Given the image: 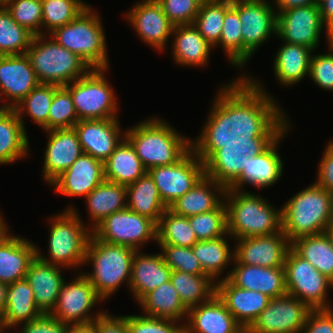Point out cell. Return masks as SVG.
I'll return each mask as SVG.
<instances>
[{
	"mask_svg": "<svg viewBox=\"0 0 333 333\" xmlns=\"http://www.w3.org/2000/svg\"><path fill=\"white\" fill-rule=\"evenodd\" d=\"M170 281L187 309L209 301L216 294V283L207 275L172 271Z\"/></svg>",
	"mask_w": 333,
	"mask_h": 333,
	"instance_id": "f35d334b",
	"label": "cell"
},
{
	"mask_svg": "<svg viewBox=\"0 0 333 333\" xmlns=\"http://www.w3.org/2000/svg\"><path fill=\"white\" fill-rule=\"evenodd\" d=\"M226 189L223 172L215 165L190 191L179 197L169 209L175 214L185 217L209 212L216 209L224 201Z\"/></svg>",
	"mask_w": 333,
	"mask_h": 333,
	"instance_id": "ac0fdd59",
	"label": "cell"
},
{
	"mask_svg": "<svg viewBox=\"0 0 333 333\" xmlns=\"http://www.w3.org/2000/svg\"><path fill=\"white\" fill-rule=\"evenodd\" d=\"M12 18L34 36L44 34L42 27V0H4Z\"/></svg>",
	"mask_w": 333,
	"mask_h": 333,
	"instance_id": "681fc988",
	"label": "cell"
},
{
	"mask_svg": "<svg viewBox=\"0 0 333 333\" xmlns=\"http://www.w3.org/2000/svg\"><path fill=\"white\" fill-rule=\"evenodd\" d=\"M53 216L49 228V259L40 253L37 257L48 264L65 268H77L85 262L86 248L92 234L90 227L84 225L80 214L71 206Z\"/></svg>",
	"mask_w": 333,
	"mask_h": 333,
	"instance_id": "52a82bcc",
	"label": "cell"
},
{
	"mask_svg": "<svg viewBox=\"0 0 333 333\" xmlns=\"http://www.w3.org/2000/svg\"><path fill=\"white\" fill-rule=\"evenodd\" d=\"M127 187V208L148 217L156 224L167 209L162 202L157 186L148 173Z\"/></svg>",
	"mask_w": 333,
	"mask_h": 333,
	"instance_id": "8d00e7d4",
	"label": "cell"
},
{
	"mask_svg": "<svg viewBox=\"0 0 333 333\" xmlns=\"http://www.w3.org/2000/svg\"><path fill=\"white\" fill-rule=\"evenodd\" d=\"M39 81L26 54L0 56V94L14 109ZM5 98V99H4Z\"/></svg>",
	"mask_w": 333,
	"mask_h": 333,
	"instance_id": "44dd1931",
	"label": "cell"
},
{
	"mask_svg": "<svg viewBox=\"0 0 333 333\" xmlns=\"http://www.w3.org/2000/svg\"><path fill=\"white\" fill-rule=\"evenodd\" d=\"M143 315L154 318H166L182 321L185 324L188 309L181 302L178 292L171 283L167 281L153 291L146 294L139 302Z\"/></svg>",
	"mask_w": 333,
	"mask_h": 333,
	"instance_id": "e575fe53",
	"label": "cell"
},
{
	"mask_svg": "<svg viewBox=\"0 0 333 333\" xmlns=\"http://www.w3.org/2000/svg\"><path fill=\"white\" fill-rule=\"evenodd\" d=\"M276 12L288 10L295 7H302L314 4V0H275Z\"/></svg>",
	"mask_w": 333,
	"mask_h": 333,
	"instance_id": "94428289",
	"label": "cell"
},
{
	"mask_svg": "<svg viewBox=\"0 0 333 333\" xmlns=\"http://www.w3.org/2000/svg\"><path fill=\"white\" fill-rule=\"evenodd\" d=\"M332 220H333V204H332Z\"/></svg>",
	"mask_w": 333,
	"mask_h": 333,
	"instance_id": "11e5206c",
	"label": "cell"
},
{
	"mask_svg": "<svg viewBox=\"0 0 333 333\" xmlns=\"http://www.w3.org/2000/svg\"><path fill=\"white\" fill-rule=\"evenodd\" d=\"M291 248L333 281V248L324 233L299 237L291 242Z\"/></svg>",
	"mask_w": 333,
	"mask_h": 333,
	"instance_id": "ab89813d",
	"label": "cell"
},
{
	"mask_svg": "<svg viewBox=\"0 0 333 333\" xmlns=\"http://www.w3.org/2000/svg\"><path fill=\"white\" fill-rule=\"evenodd\" d=\"M200 5H203L205 3H209V0H196Z\"/></svg>",
	"mask_w": 333,
	"mask_h": 333,
	"instance_id": "89a4df30",
	"label": "cell"
},
{
	"mask_svg": "<svg viewBox=\"0 0 333 333\" xmlns=\"http://www.w3.org/2000/svg\"><path fill=\"white\" fill-rule=\"evenodd\" d=\"M226 235L229 234L211 240L197 241L192 246L204 273L215 283L219 281L217 277L223 273L229 263L234 262V249L230 250L228 240L225 239Z\"/></svg>",
	"mask_w": 333,
	"mask_h": 333,
	"instance_id": "74e56055",
	"label": "cell"
},
{
	"mask_svg": "<svg viewBox=\"0 0 333 333\" xmlns=\"http://www.w3.org/2000/svg\"><path fill=\"white\" fill-rule=\"evenodd\" d=\"M59 87L60 86L54 84L39 83L15 106L14 110L21 119L25 131V123L22 119L24 112L30 116L38 126L44 129V131H48L49 110L54 97V92Z\"/></svg>",
	"mask_w": 333,
	"mask_h": 333,
	"instance_id": "60d3db41",
	"label": "cell"
},
{
	"mask_svg": "<svg viewBox=\"0 0 333 333\" xmlns=\"http://www.w3.org/2000/svg\"><path fill=\"white\" fill-rule=\"evenodd\" d=\"M332 42H333V29L330 31Z\"/></svg>",
	"mask_w": 333,
	"mask_h": 333,
	"instance_id": "753ad0ef",
	"label": "cell"
},
{
	"mask_svg": "<svg viewBox=\"0 0 333 333\" xmlns=\"http://www.w3.org/2000/svg\"><path fill=\"white\" fill-rule=\"evenodd\" d=\"M68 333H96L95 328L89 325L70 326Z\"/></svg>",
	"mask_w": 333,
	"mask_h": 333,
	"instance_id": "be15d7a7",
	"label": "cell"
},
{
	"mask_svg": "<svg viewBox=\"0 0 333 333\" xmlns=\"http://www.w3.org/2000/svg\"><path fill=\"white\" fill-rule=\"evenodd\" d=\"M215 165L214 145L205 133L177 162L153 167L147 173L156 184L162 202L169 208L179 197L190 191Z\"/></svg>",
	"mask_w": 333,
	"mask_h": 333,
	"instance_id": "7a4b0ae2",
	"label": "cell"
},
{
	"mask_svg": "<svg viewBox=\"0 0 333 333\" xmlns=\"http://www.w3.org/2000/svg\"><path fill=\"white\" fill-rule=\"evenodd\" d=\"M4 6V0H0V9Z\"/></svg>",
	"mask_w": 333,
	"mask_h": 333,
	"instance_id": "8c879c8a",
	"label": "cell"
},
{
	"mask_svg": "<svg viewBox=\"0 0 333 333\" xmlns=\"http://www.w3.org/2000/svg\"><path fill=\"white\" fill-rule=\"evenodd\" d=\"M6 222H4L3 216L0 213V241L8 235V225L6 226Z\"/></svg>",
	"mask_w": 333,
	"mask_h": 333,
	"instance_id": "e7e4bbea",
	"label": "cell"
},
{
	"mask_svg": "<svg viewBox=\"0 0 333 333\" xmlns=\"http://www.w3.org/2000/svg\"><path fill=\"white\" fill-rule=\"evenodd\" d=\"M227 233L234 239L273 235L282 230V209L246 190L226 189Z\"/></svg>",
	"mask_w": 333,
	"mask_h": 333,
	"instance_id": "277c9868",
	"label": "cell"
},
{
	"mask_svg": "<svg viewBox=\"0 0 333 333\" xmlns=\"http://www.w3.org/2000/svg\"><path fill=\"white\" fill-rule=\"evenodd\" d=\"M212 1L233 3V2H235L236 0H209V2H212Z\"/></svg>",
	"mask_w": 333,
	"mask_h": 333,
	"instance_id": "a7ac6f4b",
	"label": "cell"
},
{
	"mask_svg": "<svg viewBox=\"0 0 333 333\" xmlns=\"http://www.w3.org/2000/svg\"><path fill=\"white\" fill-rule=\"evenodd\" d=\"M156 1L174 26L193 24L200 8V4L196 0Z\"/></svg>",
	"mask_w": 333,
	"mask_h": 333,
	"instance_id": "f5cc1de1",
	"label": "cell"
},
{
	"mask_svg": "<svg viewBox=\"0 0 333 333\" xmlns=\"http://www.w3.org/2000/svg\"><path fill=\"white\" fill-rule=\"evenodd\" d=\"M321 17L325 25L327 44L332 43L330 31L333 29V0H325L319 5Z\"/></svg>",
	"mask_w": 333,
	"mask_h": 333,
	"instance_id": "91938a15",
	"label": "cell"
},
{
	"mask_svg": "<svg viewBox=\"0 0 333 333\" xmlns=\"http://www.w3.org/2000/svg\"><path fill=\"white\" fill-rule=\"evenodd\" d=\"M315 183L333 194V140L326 145Z\"/></svg>",
	"mask_w": 333,
	"mask_h": 333,
	"instance_id": "6f0895ef",
	"label": "cell"
},
{
	"mask_svg": "<svg viewBox=\"0 0 333 333\" xmlns=\"http://www.w3.org/2000/svg\"><path fill=\"white\" fill-rule=\"evenodd\" d=\"M234 262L261 267H284L291 242L280 232L267 236H253L236 239Z\"/></svg>",
	"mask_w": 333,
	"mask_h": 333,
	"instance_id": "e0dca14e",
	"label": "cell"
},
{
	"mask_svg": "<svg viewBox=\"0 0 333 333\" xmlns=\"http://www.w3.org/2000/svg\"><path fill=\"white\" fill-rule=\"evenodd\" d=\"M231 6L232 3L217 1L200 5L199 12L193 24L213 48L218 47L217 45L219 44L222 33L225 12Z\"/></svg>",
	"mask_w": 333,
	"mask_h": 333,
	"instance_id": "f6af8a7d",
	"label": "cell"
},
{
	"mask_svg": "<svg viewBox=\"0 0 333 333\" xmlns=\"http://www.w3.org/2000/svg\"><path fill=\"white\" fill-rule=\"evenodd\" d=\"M333 194L315 182L281 207L282 230L290 242L303 236L322 234L332 220Z\"/></svg>",
	"mask_w": 333,
	"mask_h": 333,
	"instance_id": "5b68a950",
	"label": "cell"
},
{
	"mask_svg": "<svg viewBox=\"0 0 333 333\" xmlns=\"http://www.w3.org/2000/svg\"><path fill=\"white\" fill-rule=\"evenodd\" d=\"M104 180V163L82 153L50 186L54 187V191L69 197H86Z\"/></svg>",
	"mask_w": 333,
	"mask_h": 333,
	"instance_id": "603a6c76",
	"label": "cell"
},
{
	"mask_svg": "<svg viewBox=\"0 0 333 333\" xmlns=\"http://www.w3.org/2000/svg\"><path fill=\"white\" fill-rule=\"evenodd\" d=\"M69 324L62 323L50 314H42L39 318L23 323L19 333H68Z\"/></svg>",
	"mask_w": 333,
	"mask_h": 333,
	"instance_id": "9f6ffc18",
	"label": "cell"
},
{
	"mask_svg": "<svg viewBox=\"0 0 333 333\" xmlns=\"http://www.w3.org/2000/svg\"><path fill=\"white\" fill-rule=\"evenodd\" d=\"M89 6L83 0H42V28L52 33L69 24Z\"/></svg>",
	"mask_w": 333,
	"mask_h": 333,
	"instance_id": "ee69618b",
	"label": "cell"
},
{
	"mask_svg": "<svg viewBox=\"0 0 333 333\" xmlns=\"http://www.w3.org/2000/svg\"><path fill=\"white\" fill-rule=\"evenodd\" d=\"M93 10L89 5L73 21L56 28L49 35L77 54L90 68L108 69L106 35L99 13Z\"/></svg>",
	"mask_w": 333,
	"mask_h": 333,
	"instance_id": "9c48e42d",
	"label": "cell"
},
{
	"mask_svg": "<svg viewBox=\"0 0 333 333\" xmlns=\"http://www.w3.org/2000/svg\"><path fill=\"white\" fill-rule=\"evenodd\" d=\"M127 21L132 25L137 36L145 44L157 51L167 48V42L172 35L174 25L163 13L162 7L156 0H141L129 12Z\"/></svg>",
	"mask_w": 333,
	"mask_h": 333,
	"instance_id": "d6986e66",
	"label": "cell"
},
{
	"mask_svg": "<svg viewBox=\"0 0 333 333\" xmlns=\"http://www.w3.org/2000/svg\"><path fill=\"white\" fill-rule=\"evenodd\" d=\"M118 118L79 120L73 127L83 153L103 163L125 138Z\"/></svg>",
	"mask_w": 333,
	"mask_h": 333,
	"instance_id": "ffe728a7",
	"label": "cell"
},
{
	"mask_svg": "<svg viewBox=\"0 0 333 333\" xmlns=\"http://www.w3.org/2000/svg\"><path fill=\"white\" fill-rule=\"evenodd\" d=\"M302 333H333V309H311Z\"/></svg>",
	"mask_w": 333,
	"mask_h": 333,
	"instance_id": "11a10c76",
	"label": "cell"
},
{
	"mask_svg": "<svg viewBox=\"0 0 333 333\" xmlns=\"http://www.w3.org/2000/svg\"><path fill=\"white\" fill-rule=\"evenodd\" d=\"M267 0H236L232 6L238 11L243 36V67L255 51L277 35V13Z\"/></svg>",
	"mask_w": 333,
	"mask_h": 333,
	"instance_id": "5bb4252c",
	"label": "cell"
},
{
	"mask_svg": "<svg viewBox=\"0 0 333 333\" xmlns=\"http://www.w3.org/2000/svg\"><path fill=\"white\" fill-rule=\"evenodd\" d=\"M135 251L129 246L104 242L91 234L84 265L91 262L93 272L83 274L103 301L113 295L122 284L127 283L129 287Z\"/></svg>",
	"mask_w": 333,
	"mask_h": 333,
	"instance_id": "8992f818",
	"label": "cell"
},
{
	"mask_svg": "<svg viewBox=\"0 0 333 333\" xmlns=\"http://www.w3.org/2000/svg\"><path fill=\"white\" fill-rule=\"evenodd\" d=\"M147 170L136 154L134 147L124 138L104 162L105 180L129 185L143 177Z\"/></svg>",
	"mask_w": 333,
	"mask_h": 333,
	"instance_id": "d6a6232c",
	"label": "cell"
},
{
	"mask_svg": "<svg viewBox=\"0 0 333 333\" xmlns=\"http://www.w3.org/2000/svg\"><path fill=\"white\" fill-rule=\"evenodd\" d=\"M37 245L19 235L8 234L0 241V281L6 285L25 279Z\"/></svg>",
	"mask_w": 333,
	"mask_h": 333,
	"instance_id": "f1b7e54d",
	"label": "cell"
},
{
	"mask_svg": "<svg viewBox=\"0 0 333 333\" xmlns=\"http://www.w3.org/2000/svg\"><path fill=\"white\" fill-rule=\"evenodd\" d=\"M328 238L332 248H333V222L330 223L323 232Z\"/></svg>",
	"mask_w": 333,
	"mask_h": 333,
	"instance_id": "03108f58",
	"label": "cell"
},
{
	"mask_svg": "<svg viewBox=\"0 0 333 333\" xmlns=\"http://www.w3.org/2000/svg\"><path fill=\"white\" fill-rule=\"evenodd\" d=\"M61 268L43 262L37 256L29 265L25 279L32 288L37 308L43 314H50L56 306L65 280Z\"/></svg>",
	"mask_w": 333,
	"mask_h": 333,
	"instance_id": "4316f807",
	"label": "cell"
},
{
	"mask_svg": "<svg viewBox=\"0 0 333 333\" xmlns=\"http://www.w3.org/2000/svg\"><path fill=\"white\" fill-rule=\"evenodd\" d=\"M310 308L297 297L272 298L247 329L249 333H302Z\"/></svg>",
	"mask_w": 333,
	"mask_h": 333,
	"instance_id": "9a60e30c",
	"label": "cell"
},
{
	"mask_svg": "<svg viewBox=\"0 0 333 333\" xmlns=\"http://www.w3.org/2000/svg\"><path fill=\"white\" fill-rule=\"evenodd\" d=\"M178 322L145 315H127V331L128 333H184V324L181 322L180 325Z\"/></svg>",
	"mask_w": 333,
	"mask_h": 333,
	"instance_id": "816d5d0a",
	"label": "cell"
},
{
	"mask_svg": "<svg viewBox=\"0 0 333 333\" xmlns=\"http://www.w3.org/2000/svg\"><path fill=\"white\" fill-rule=\"evenodd\" d=\"M4 331H5V329L2 328V329L0 330V333H3ZM4 333H5V332H4Z\"/></svg>",
	"mask_w": 333,
	"mask_h": 333,
	"instance_id": "34e18365",
	"label": "cell"
},
{
	"mask_svg": "<svg viewBox=\"0 0 333 333\" xmlns=\"http://www.w3.org/2000/svg\"><path fill=\"white\" fill-rule=\"evenodd\" d=\"M140 121L125 131V138L134 147L137 156L148 171L157 166L177 162L206 133V123L196 140L179 134L161 118Z\"/></svg>",
	"mask_w": 333,
	"mask_h": 333,
	"instance_id": "3957f363",
	"label": "cell"
},
{
	"mask_svg": "<svg viewBox=\"0 0 333 333\" xmlns=\"http://www.w3.org/2000/svg\"><path fill=\"white\" fill-rule=\"evenodd\" d=\"M48 133L42 176L49 185L83 153L74 128L53 129Z\"/></svg>",
	"mask_w": 333,
	"mask_h": 333,
	"instance_id": "7402d4cb",
	"label": "cell"
},
{
	"mask_svg": "<svg viewBox=\"0 0 333 333\" xmlns=\"http://www.w3.org/2000/svg\"><path fill=\"white\" fill-rule=\"evenodd\" d=\"M43 313L37 308L34 293L26 279L8 285L7 305L0 324L6 331L19 324L39 318Z\"/></svg>",
	"mask_w": 333,
	"mask_h": 333,
	"instance_id": "1f68e13d",
	"label": "cell"
},
{
	"mask_svg": "<svg viewBox=\"0 0 333 333\" xmlns=\"http://www.w3.org/2000/svg\"><path fill=\"white\" fill-rule=\"evenodd\" d=\"M233 285L266 294L270 298L287 294L284 267H261L235 264L225 277Z\"/></svg>",
	"mask_w": 333,
	"mask_h": 333,
	"instance_id": "484cf974",
	"label": "cell"
},
{
	"mask_svg": "<svg viewBox=\"0 0 333 333\" xmlns=\"http://www.w3.org/2000/svg\"><path fill=\"white\" fill-rule=\"evenodd\" d=\"M136 250L132 260L129 289L136 301L171 279L172 270L162 253L144 254Z\"/></svg>",
	"mask_w": 333,
	"mask_h": 333,
	"instance_id": "83f0119b",
	"label": "cell"
},
{
	"mask_svg": "<svg viewBox=\"0 0 333 333\" xmlns=\"http://www.w3.org/2000/svg\"><path fill=\"white\" fill-rule=\"evenodd\" d=\"M198 241L211 240L227 233V207L223 201L216 209L189 217Z\"/></svg>",
	"mask_w": 333,
	"mask_h": 333,
	"instance_id": "7dc6e473",
	"label": "cell"
},
{
	"mask_svg": "<svg viewBox=\"0 0 333 333\" xmlns=\"http://www.w3.org/2000/svg\"><path fill=\"white\" fill-rule=\"evenodd\" d=\"M314 55L312 53L309 77L318 87L333 91V42L328 44V53Z\"/></svg>",
	"mask_w": 333,
	"mask_h": 333,
	"instance_id": "db71d44e",
	"label": "cell"
},
{
	"mask_svg": "<svg viewBox=\"0 0 333 333\" xmlns=\"http://www.w3.org/2000/svg\"><path fill=\"white\" fill-rule=\"evenodd\" d=\"M186 320L184 333H242L245 331L216 294L209 301L188 309Z\"/></svg>",
	"mask_w": 333,
	"mask_h": 333,
	"instance_id": "d4e9b609",
	"label": "cell"
},
{
	"mask_svg": "<svg viewBox=\"0 0 333 333\" xmlns=\"http://www.w3.org/2000/svg\"><path fill=\"white\" fill-rule=\"evenodd\" d=\"M284 270L288 295L297 297L310 309L332 308L326 299L328 288H333V281L292 248L287 252Z\"/></svg>",
	"mask_w": 333,
	"mask_h": 333,
	"instance_id": "8fae6325",
	"label": "cell"
},
{
	"mask_svg": "<svg viewBox=\"0 0 333 333\" xmlns=\"http://www.w3.org/2000/svg\"><path fill=\"white\" fill-rule=\"evenodd\" d=\"M8 285L0 281V317L3 315L7 305Z\"/></svg>",
	"mask_w": 333,
	"mask_h": 333,
	"instance_id": "6125c7cd",
	"label": "cell"
},
{
	"mask_svg": "<svg viewBox=\"0 0 333 333\" xmlns=\"http://www.w3.org/2000/svg\"><path fill=\"white\" fill-rule=\"evenodd\" d=\"M216 295L244 330L252 325L272 299L261 292L235 286L228 279L217 281Z\"/></svg>",
	"mask_w": 333,
	"mask_h": 333,
	"instance_id": "cb8c5ba5",
	"label": "cell"
},
{
	"mask_svg": "<svg viewBox=\"0 0 333 333\" xmlns=\"http://www.w3.org/2000/svg\"><path fill=\"white\" fill-rule=\"evenodd\" d=\"M29 139L21 119L14 109L0 117V164H11L25 158Z\"/></svg>",
	"mask_w": 333,
	"mask_h": 333,
	"instance_id": "d590c367",
	"label": "cell"
},
{
	"mask_svg": "<svg viewBox=\"0 0 333 333\" xmlns=\"http://www.w3.org/2000/svg\"><path fill=\"white\" fill-rule=\"evenodd\" d=\"M197 241L189 217L177 215L167 208L157 224L156 243L192 247Z\"/></svg>",
	"mask_w": 333,
	"mask_h": 333,
	"instance_id": "b9f144b4",
	"label": "cell"
},
{
	"mask_svg": "<svg viewBox=\"0 0 333 333\" xmlns=\"http://www.w3.org/2000/svg\"><path fill=\"white\" fill-rule=\"evenodd\" d=\"M324 1H325V0H314V4L319 6V5L322 4Z\"/></svg>",
	"mask_w": 333,
	"mask_h": 333,
	"instance_id": "2644e50d",
	"label": "cell"
},
{
	"mask_svg": "<svg viewBox=\"0 0 333 333\" xmlns=\"http://www.w3.org/2000/svg\"><path fill=\"white\" fill-rule=\"evenodd\" d=\"M90 229L93 230L101 221L114 212L127 208V187L108 180H104L86 197Z\"/></svg>",
	"mask_w": 333,
	"mask_h": 333,
	"instance_id": "836d02e7",
	"label": "cell"
},
{
	"mask_svg": "<svg viewBox=\"0 0 333 333\" xmlns=\"http://www.w3.org/2000/svg\"><path fill=\"white\" fill-rule=\"evenodd\" d=\"M314 51L307 46L284 42L274 57V73L277 82L291 87L308 76ZM290 85V86H289Z\"/></svg>",
	"mask_w": 333,
	"mask_h": 333,
	"instance_id": "4dcf8cb0",
	"label": "cell"
},
{
	"mask_svg": "<svg viewBox=\"0 0 333 333\" xmlns=\"http://www.w3.org/2000/svg\"><path fill=\"white\" fill-rule=\"evenodd\" d=\"M172 34L174 40L171 49L177 64L189 67L207 65L213 46L205 40L194 24L174 26Z\"/></svg>",
	"mask_w": 333,
	"mask_h": 333,
	"instance_id": "f546056e",
	"label": "cell"
},
{
	"mask_svg": "<svg viewBox=\"0 0 333 333\" xmlns=\"http://www.w3.org/2000/svg\"><path fill=\"white\" fill-rule=\"evenodd\" d=\"M276 13V36L282 41L307 46L313 51L319 47L325 25L318 5L295 7Z\"/></svg>",
	"mask_w": 333,
	"mask_h": 333,
	"instance_id": "2e32d148",
	"label": "cell"
},
{
	"mask_svg": "<svg viewBox=\"0 0 333 333\" xmlns=\"http://www.w3.org/2000/svg\"><path fill=\"white\" fill-rule=\"evenodd\" d=\"M34 35L12 18L3 6L0 9V56L25 54Z\"/></svg>",
	"mask_w": 333,
	"mask_h": 333,
	"instance_id": "7bdbcfd3",
	"label": "cell"
},
{
	"mask_svg": "<svg viewBox=\"0 0 333 333\" xmlns=\"http://www.w3.org/2000/svg\"><path fill=\"white\" fill-rule=\"evenodd\" d=\"M238 11L231 6L225 12L219 44L224 49L230 63L237 68L243 67V36Z\"/></svg>",
	"mask_w": 333,
	"mask_h": 333,
	"instance_id": "bcb514c9",
	"label": "cell"
},
{
	"mask_svg": "<svg viewBox=\"0 0 333 333\" xmlns=\"http://www.w3.org/2000/svg\"><path fill=\"white\" fill-rule=\"evenodd\" d=\"M46 35L34 36L25 53L39 83L66 86L91 69L77 54L61 46L50 35L47 39Z\"/></svg>",
	"mask_w": 333,
	"mask_h": 333,
	"instance_id": "ba28073f",
	"label": "cell"
},
{
	"mask_svg": "<svg viewBox=\"0 0 333 333\" xmlns=\"http://www.w3.org/2000/svg\"><path fill=\"white\" fill-rule=\"evenodd\" d=\"M91 325L96 333H128L127 316H111L106 311L96 318Z\"/></svg>",
	"mask_w": 333,
	"mask_h": 333,
	"instance_id": "680465c9",
	"label": "cell"
},
{
	"mask_svg": "<svg viewBox=\"0 0 333 333\" xmlns=\"http://www.w3.org/2000/svg\"><path fill=\"white\" fill-rule=\"evenodd\" d=\"M79 121L72 96L60 86L55 92L48 115V130L73 128Z\"/></svg>",
	"mask_w": 333,
	"mask_h": 333,
	"instance_id": "c3c4849f",
	"label": "cell"
},
{
	"mask_svg": "<svg viewBox=\"0 0 333 333\" xmlns=\"http://www.w3.org/2000/svg\"><path fill=\"white\" fill-rule=\"evenodd\" d=\"M260 84L244 74L223 85L205 121L229 189L242 190L245 184L267 189L283 173L278 146L290 121Z\"/></svg>",
	"mask_w": 333,
	"mask_h": 333,
	"instance_id": "6da1fadb",
	"label": "cell"
},
{
	"mask_svg": "<svg viewBox=\"0 0 333 333\" xmlns=\"http://www.w3.org/2000/svg\"><path fill=\"white\" fill-rule=\"evenodd\" d=\"M107 70L91 68L84 76L64 86L72 96L79 120L118 118L115 93L104 74Z\"/></svg>",
	"mask_w": 333,
	"mask_h": 333,
	"instance_id": "30bf717a",
	"label": "cell"
},
{
	"mask_svg": "<svg viewBox=\"0 0 333 333\" xmlns=\"http://www.w3.org/2000/svg\"><path fill=\"white\" fill-rule=\"evenodd\" d=\"M92 234L104 242L139 250L150 240L157 242V224L125 208L106 217L92 230Z\"/></svg>",
	"mask_w": 333,
	"mask_h": 333,
	"instance_id": "7c38bea8",
	"label": "cell"
},
{
	"mask_svg": "<svg viewBox=\"0 0 333 333\" xmlns=\"http://www.w3.org/2000/svg\"><path fill=\"white\" fill-rule=\"evenodd\" d=\"M2 95L0 94V103L2 102ZM11 108L7 105L6 102L3 105H0V117H2L6 112H8Z\"/></svg>",
	"mask_w": 333,
	"mask_h": 333,
	"instance_id": "003e7915",
	"label": "cell"
},
{
	"mask_svg": "<svg viewBox=\"0 0 333 333\" xmlns=\"http://www.w3.org/2000/svg\"><path fill=\"white\" fill-rule=\"evenodd\" d=\"M99 301L103 300L98 296L92 283L83 272L78 273L72 281L64 280L56 306L50 315L70 326L89 325L105 312L101 310L94 315L90 314Z\"/></svg>",
	"mask_w": 333,
	"mask_h": 333,
	"instance_id": "4fadbf2b",
	"label": "cell"
},
{
	"mask_svg": "<svg viewBox=\"0 0 333 333\" xmlns=\"http://www.w3.org/2000/svg\"><path fill=\"white\" fill-rule=\"evenodd\" d=\"M165 263L172 271H181L194 275H206L192 247L158 244Z\"/></svg>",
	"mask_w": 333,
	"mask_h": 333,
	"instance_id": "f907efd6",
	"label": "cell"
}]
</instances>
